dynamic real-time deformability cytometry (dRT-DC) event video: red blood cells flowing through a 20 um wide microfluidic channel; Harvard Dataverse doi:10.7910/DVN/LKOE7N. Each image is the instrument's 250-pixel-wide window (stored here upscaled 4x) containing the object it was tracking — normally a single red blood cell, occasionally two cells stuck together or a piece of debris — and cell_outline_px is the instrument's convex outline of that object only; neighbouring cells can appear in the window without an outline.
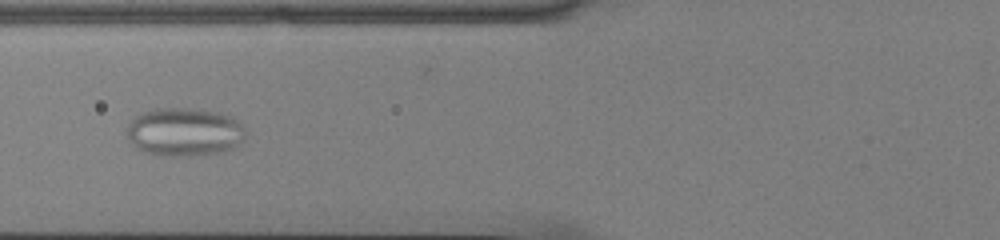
{"species": "common noctule bat (a hibernating species)", "species_latin": "Nyctalus noctula", "temperature_condition": "cold", "stored_images_in_passage": 36, "camera_frame_rate_fps": 3000, "um_per_image_px": 0.085, "animal": {"sex": "male", "body_mass_g": 13.0, "forearm_length_mm": 53.1}, "frame": {"image": 1, "passage_image": 4, "time_ms": 1.0, "image_size_px": [1000, 240], "cell_outline_px": [[244, 140], [240, 144], [224, 152], [196, 156], [156, 156], [144, 152], [136, 148], [128, 140], [128, 124], [140, 112], [152, 108], [188, 108], [220, 112], [232, 116], [244, 128]], "centroid_in_image_um": [15.66, 11.23], "position_along_channel_um": 110.1, "area_um2": 34.04}}
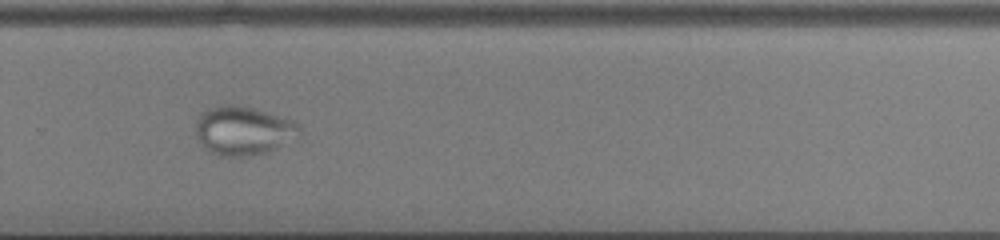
{"frame": {"image": 2, "passage_image": 20, "time_ms": 6.333, "image_size_px": [1000, 240], "cell_outline_px": [[300, 132], [280, 144], [264, 152], [248, 156], [216, 156], [208, 152], [204, 148], [196, 136], [196, 120], [200, 112], [216, 104], [236, 104], [252, 108], [292, 120], [300, 124]], "centroid_in_image_um": [20.55, 11.08], "position_along_channel_um": 309.2, "area_um2": 29.25}}
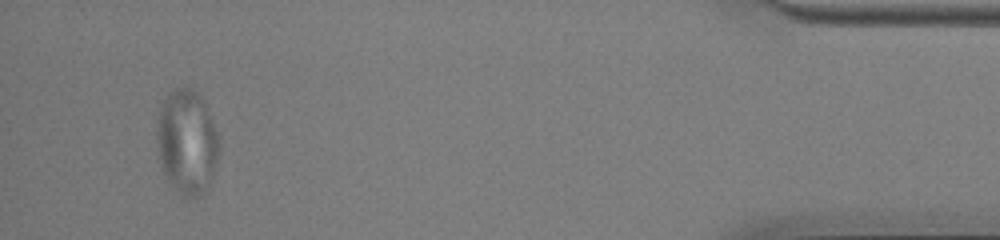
{"frame": {"image": 3, "passage_image": 34, "time_ms": 11.0, "image_size_px": [1000, 240], "cell_outline_px": [[220, 148], [216, 164], [208, 188], [200, 196], [188, 200], [168, 180], [160, 168], [156, 148], [156, 132], [160, 104], [176, 88], [184, 84], [188, 84], [200, 92], [204, 100], [220, 136]], "centroid_in_image_um": [15.9, 12.03], "position_along_channel_um": 419.3, "area_um2": 39.07}}